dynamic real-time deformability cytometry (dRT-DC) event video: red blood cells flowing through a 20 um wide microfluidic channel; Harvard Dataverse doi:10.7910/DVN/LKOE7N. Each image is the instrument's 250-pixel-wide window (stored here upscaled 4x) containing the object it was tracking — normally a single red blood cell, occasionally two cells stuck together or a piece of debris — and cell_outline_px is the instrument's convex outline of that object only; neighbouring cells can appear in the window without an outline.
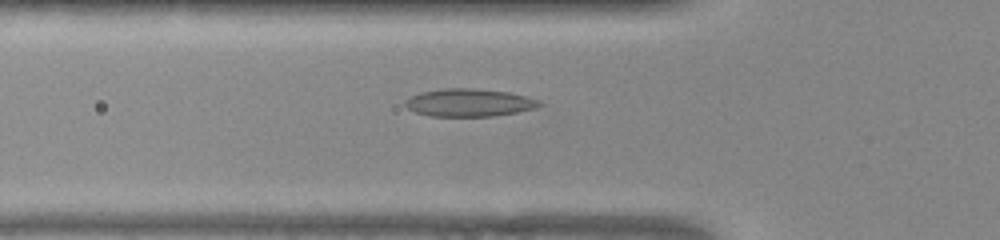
{"species": "common noctule bat (a hibernating species)", "species_latin": "Nyctalus noctula", "temperature_condition": "warm", "stored_images_in_passage": 47, "camera_frame_rate_fps": 3000, "um_per_image_px": 0.085, "animal": {"sex": "female", "body_mass_g": 22.0, "forearm_length_mm": 56.7}, "frame": {"image": 1, "passage_image": 12, "time_ms": 3.667, "image_size_px": [1000, 240], "cell_outline_px": [[544, 104], [536, 108], [516, 112], [492, 116], [428, 116], [416, 112], [408, 108], [404, 104], [404, 100], [420, 92], [444, 88], [480, 88], [508, 92], [540, 100]], "centroid_in_image_um": [39.88, 8.72], "position_along_channel_um": 85.9, "area_um2": 21.79}}
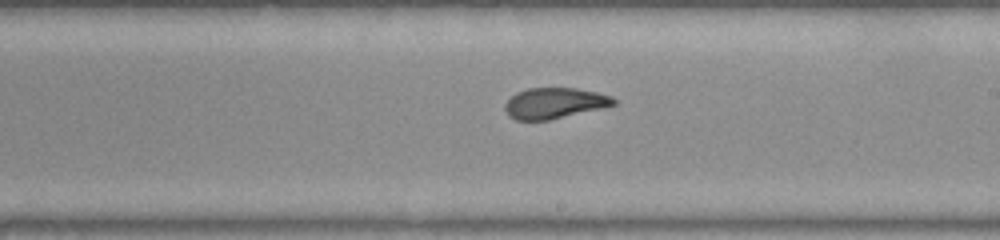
{"frame": {"image": 2, "passage_image": 24, "time_ms": 7.667, "image_size_px": [1000, 240], "cell_outline_px": [[616, 104], [604, 108], [548, 120], [516, 120], [508, 116], [504, 108], [504, 104], [516, 92], [528, 88], [576, 88], [596, 92], [612, 96], [616, 100]], "centroid_in_image_um": [47.13, 8.77], "position_along_channel_um": 241.9, "area_um2": 19.59}}
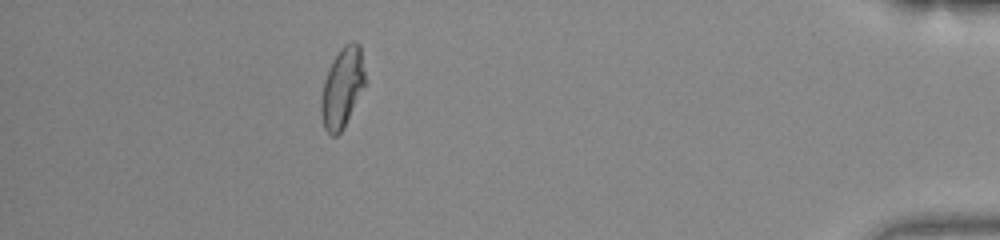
{"frame": {"image": 3, "passage_image": 41, "time_ms": 13.333, "image_size_px": [1000, 240], "cell_outline_px": [[364, 84], [340, 132], [336, 136], [332, 136], [324, 128], [320, 112], [320, 100], [324, 80], [328, 68], [332, 60], [340, 48], [344, 44], [352, 40], [356, 40], [360, 44], [364, 72]], "centroid_in_image_um": [29.05, 7.38], "position_along_channel_um": 406.2, "area_um2": 20.11}, "authors_computed_cell_mechanics": {"area_um2": 20.519, "velocity_mm_per_s": 3.8931, "shape_relaxation_time_tau1_ms": null, "shape_relaxation_time_tau2_ms": 1.7635, "deformation_change_tau1": null, "deformation_change_tau2": 0.0789}}